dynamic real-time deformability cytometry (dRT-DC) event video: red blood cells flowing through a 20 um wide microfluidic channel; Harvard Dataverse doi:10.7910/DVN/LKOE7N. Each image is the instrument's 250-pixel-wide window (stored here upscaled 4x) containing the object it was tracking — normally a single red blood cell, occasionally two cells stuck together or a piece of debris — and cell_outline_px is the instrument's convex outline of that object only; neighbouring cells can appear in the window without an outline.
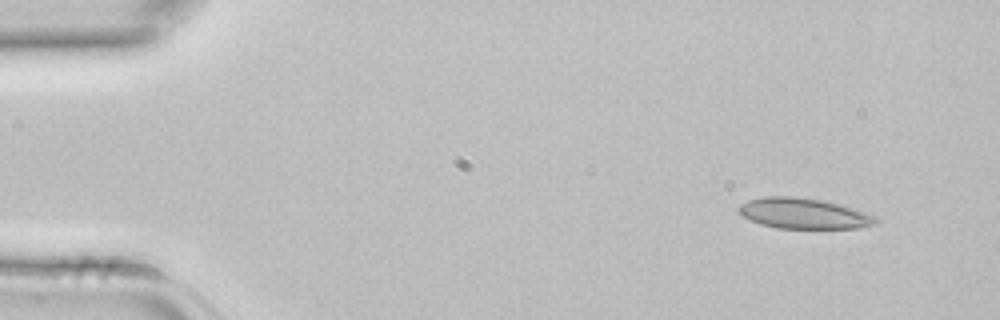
{"species": "common noctule bat (a hibernating species)", "species_latin": "Nyctalus noctula", "temperature_condition": "room temperature", "stored_images_in_passage": 3, "camera_frame_rate_fps": 3000, "um_per_image_px": 0.085, "animal": {"sex": "female", "body_mass_g": 22.7, "forearm_length_mm": 54.2}, "frame": {"image": 1, "passage_image": 1, "time_ms": 0.0, "image_size_px": [1000, 320], "cell_outline_px": [[880, 220], [876, 224], [856, 228], [776, 228], [760, 224], [744, 216], [736, 208], [740, 204], [748, 200], [764, 196], [792, 196], [820, 200], [840, 204], [876, 216]], "centroid_in_image_um": [68.31, 18.14], "position_along_channel_um": 16.7, "area_um2": 24.33}}
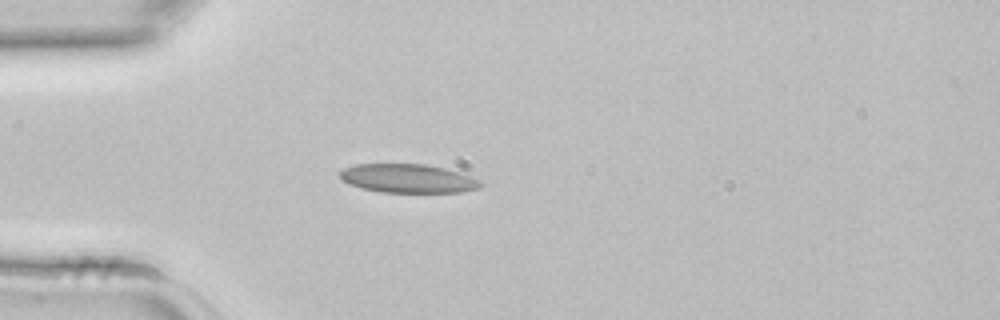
{"frame": {"image": 2, "passage_image": 3, "time_ms": 0.667, "image_size_px": [1000, 320], "cell_outline_px": [[484, 184], [480, 188], [460, 192], [380, 192], [364, 188], [340, 180], [340, 172], [344, 168], [352, 164], [424, 164], [444, 168], [460, 172], [480, 180]], "centroid_in_image_um": [34.7, 15.16], "position_along_channel_um": 50.3, "area_um2": 23.52}}